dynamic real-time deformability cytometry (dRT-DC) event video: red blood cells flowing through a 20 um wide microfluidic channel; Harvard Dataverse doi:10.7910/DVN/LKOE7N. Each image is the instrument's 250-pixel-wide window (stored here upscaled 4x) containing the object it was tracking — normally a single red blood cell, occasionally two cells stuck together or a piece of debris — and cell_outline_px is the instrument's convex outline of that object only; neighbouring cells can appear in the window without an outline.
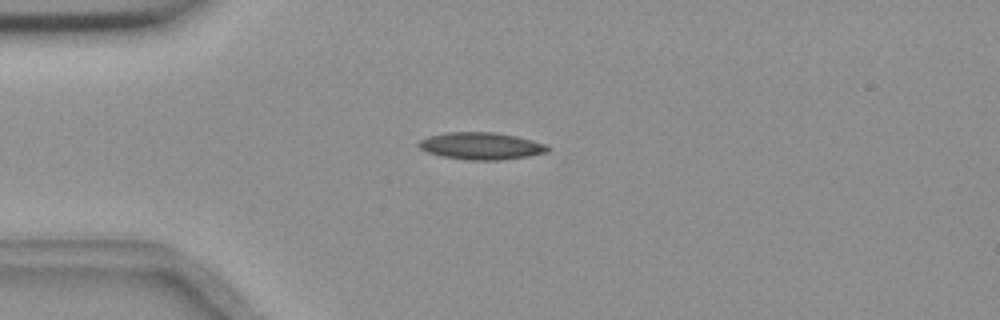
{"species": "common noctule bat (a hibernating species)", "species_latin": "Nyctalus noctula", "temperature_condition": "room temperature", "stored_images_in_passage": 9, "camera_frame_rate_fps": 3000, "um_per_image_px": 0.085, "animal": {"sex": "female", "body_mass_g": 18.4}, "frame": {"image": 1, "passage_image": 3, "time_ms": 0.667, "image_size_px": [1000, 320], "cell_outline_px": [[548, 152], [528, 156], [504, 160], [464, 160], [444, 156], [428, 152], [420, 148], [416, 144], [420, 140], [428, 136], [444, 132], [496, 132], [516, 136], [548, 144]], "centroid_in_image_um": [40.9, 12.4], "position_along_channel_um": 44.1, "area_um2": 20.52}}
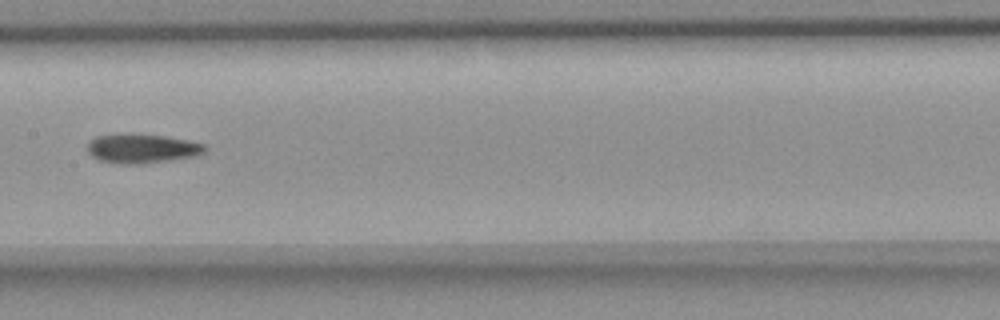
{"frame": {"image": 2, "passage_image": 7, "time_ms": 2.0, "image_size_px": [1000, 320], "cell_outline_px": [[208, 148], [204, 152], [196, 156], [172, 160], [144, 164], [120, 164], [100, 160], [92, 156], [88, 152], [88, 144], [96, 136], [164, 136], [204, 144]], "centroid_in_image_um": [12.12, 12.68], "position_along_channel_um": 195.3, "area_um2": 19.25}}
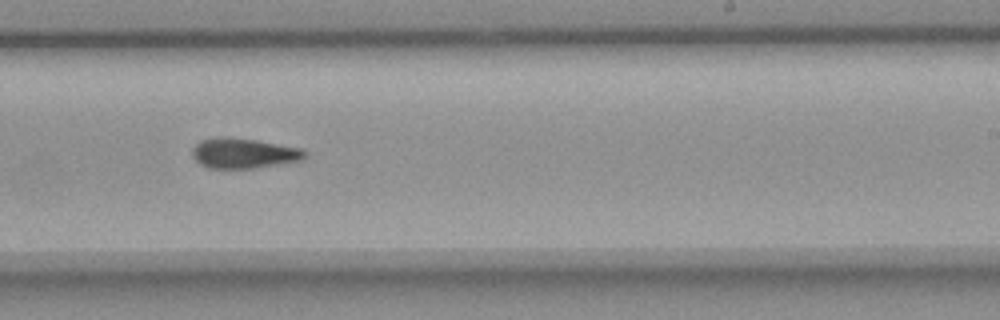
{"frame": {"image": 3, "passage_image": 9, "time_ms": 2.667, "image_size_px": [1000, 320], "cell_outline_px": [[308, 156], [304, 160], [256, 168], [208, 168], [200, 164], [192, 156], [192, 148], [200, 140], [224, 136], [256, 140], [300, 148], [308, 152]], "centroid_in_image_um": [20.74, 13.03], "position_along_channel_um": 268.3, "area_um2": 19.94}}